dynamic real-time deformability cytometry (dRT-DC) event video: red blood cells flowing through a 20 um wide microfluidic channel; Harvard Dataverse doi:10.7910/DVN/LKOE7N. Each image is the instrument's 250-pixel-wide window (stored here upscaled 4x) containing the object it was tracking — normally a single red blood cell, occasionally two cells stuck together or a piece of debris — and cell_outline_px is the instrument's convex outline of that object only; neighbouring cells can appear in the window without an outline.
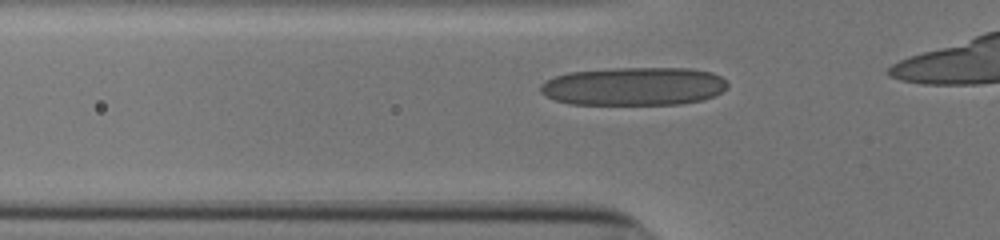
{"species": "human", "species_latin": "Homo sapiens", "temperature_condition": "cold", "stored_images_in_passage": 26, "camera_frame_rate_fps": 3000, "um_per_image_px": 0.085, "donor": {"sex": "male"}, "frame": {"image": 1, "passage_image": 4, "time_ms": 1.0, "image_size_px": [1000, 240], "cell_outline_px": [[728, 88], [704, 100], [680, 104], [568, 104], [556, 100], [540, 92], [540, 84], [556, 76], [568, 72], [612, 68], [692, 68], [712, 72], [720, 76], [728, 84]], "centroid_in_image_um": [53.9, 7.33], "position_along_channel_um": 71.9, "area_um2": 41.85}}
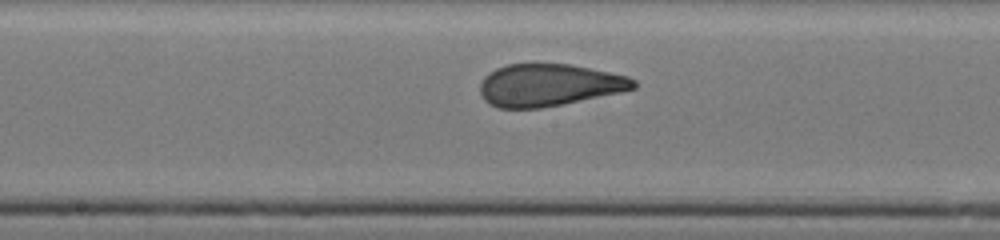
{"frame": {"image": 2, "passage_image": 14, "time_ms": 4.333, "image_size_px": [1000, 240], "cell_outline_px": [[636, 88], [624, 92], [540, 108], [500, 108], [484, 100], [480, 92], [480, 84], [484, 76], [488, 72], [496, 68], [508, 64], [572, 64], [628, 76], [636, 80]], "centroid_in_image_um": [46.68, 7.22], "position_along_channel_um": 201.5, "area_um2": 37.86}}
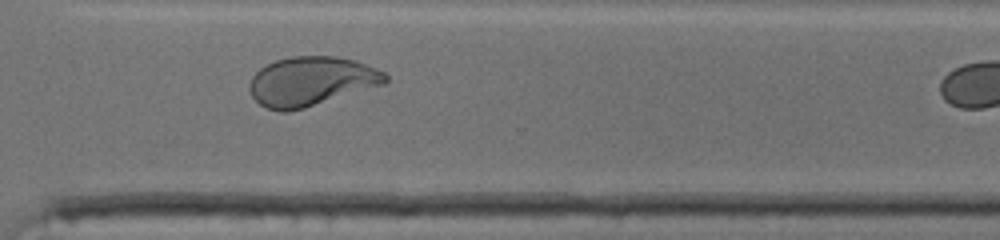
{"frame": {"image": 3, "passage_image": 25, "time_ms": 8.0, "image_size_px": [1000, 240], "cell_outline_px": [[388, 80], [384, 84], [304, 108], [288, 112], [284, 112], [264, 108], [252, 96], [248, 88], [248, 84], [252, 76], [260, 68], [276, 60], [292, 56], [336, 56], [356, 60], [376, 68], [384, 72], [388, 76]], "centroid_in_image_um": [26.44, 6.91], "position_along_channel_um": 344.2, "area_um2": 39.02}}